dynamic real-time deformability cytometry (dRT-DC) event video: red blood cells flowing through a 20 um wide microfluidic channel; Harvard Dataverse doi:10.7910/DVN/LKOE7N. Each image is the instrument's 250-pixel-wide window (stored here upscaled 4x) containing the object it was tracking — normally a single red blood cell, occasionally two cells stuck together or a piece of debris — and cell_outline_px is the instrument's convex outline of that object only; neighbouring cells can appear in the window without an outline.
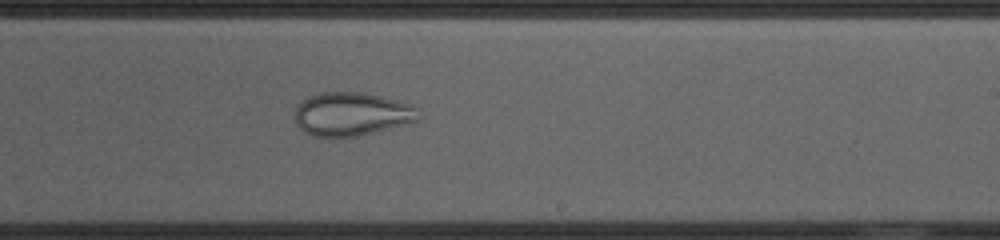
{"species": "common noctule bat (a hibernating species)", "species_latin": "Nyctalus noctula", "temperature_condition": "cold", "stored_images_in_passage": 46, "camera_frame_rate_fps": 3000, "um_per_image_px": 0.085, "animal": {"sex": "female", "body_mass_g": 23.0, "forearm_length_mm": 53.4}, "frame": {"image": 1, "passage_image": 24, "time_ms": 7.667, "image_size_px": [1000, 240], "cell_outline_px": [[420, 120], [356, 136], [312, 136], [304, 132], [296, 124], [296, 108], [308, 96], [320, 92], [364, 92], [412, 104], [416, 108]], "centroid_in_image_um": [29.88, 9.68], "position_along_channel_um": 259.1, "area_um2": 30.98}}
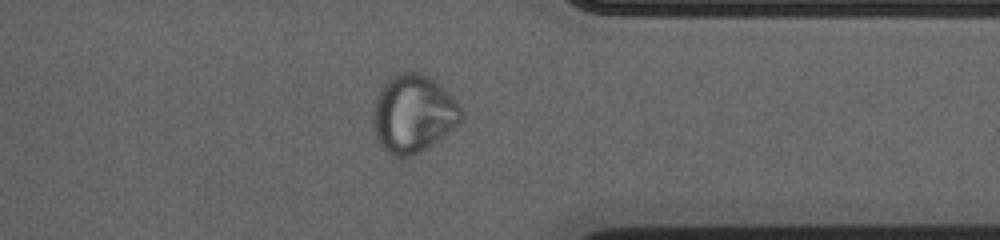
{"frame": {"image": 2, "passage_image": 34, "time_ms": 11.0, "image_size_px": [1000, 240], "cell_outline_px": [[460, 120], [452, 128], [420, 152], [408, 156], [396, 156], [388, 152], [380, 144], [376, 136], [372, 124], [372, 112], [376, 96], [380, 88], [392, 76], [400, 72], [416, 72], [432, 80], [452, 96], [456, 100], [460, 108]], "centroid_in_image_um": [35.05, 9.66], "position_along_channel_um": 376.3, "area_um2": 38.96}}
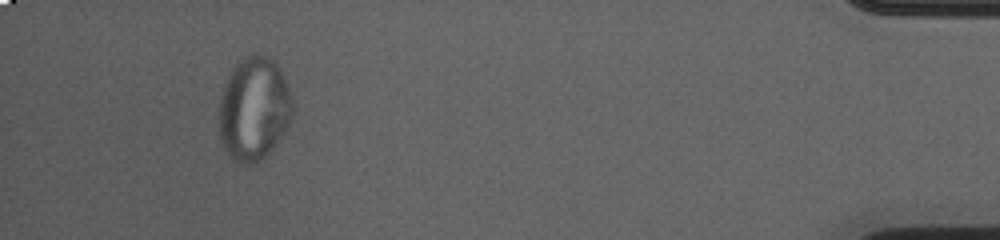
{"frame": {"image": 3, "passage_image": 42, "time_ms": 13.667, "image_size_px": [1000, 240], "cell_outline_px": [[292, 116], [288, 124], [272, 148], [260, 160], [252, 164], [248, 164], [236, 160], [224, 148], [220, 140], [220, 96], [224, 84], [232, 68], [244, 56], [256, 52], [264, 52], [280, 68], [292, 100]], "centroid_in_image_um": [21.57, 9.18], "position_along_channel_um": 413.6, "area_um2": 43.93}}